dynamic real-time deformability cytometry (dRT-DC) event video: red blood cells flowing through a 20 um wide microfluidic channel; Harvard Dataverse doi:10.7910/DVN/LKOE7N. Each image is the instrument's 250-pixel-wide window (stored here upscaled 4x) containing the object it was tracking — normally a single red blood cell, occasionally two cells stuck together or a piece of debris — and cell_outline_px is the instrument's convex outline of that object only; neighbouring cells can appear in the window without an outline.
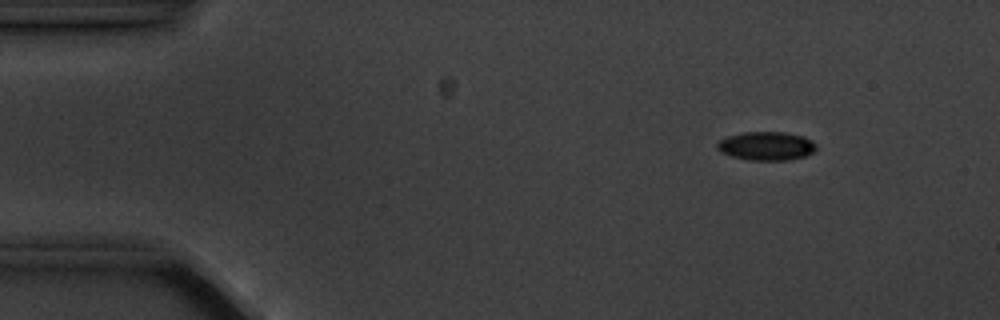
{"species": "common noctule bat (a hibernating species)", "species_latin": "Nyctalus noctula", "temperature_condition": "cold", "stored_images_in_passage": 9, "camera_frame_rate_fps": 3000, "um_per_image_px": 0.085, "animal": {"sex": "male", "body_mass_g": 20.1, "forearm_length_mm": 53.5}, "frame": {"image": 1, "passage_image": 1, "time_ms": 0.0, "image_size_px": [1000, 320], "cell_outline_px": [[816, 148], [812, 152], [804, 156], [788, 160], [748, 160], [732, 156], [720, 152], [716, 148], [716, 144], [720, 140], [728, 136], [744, 132], [784, 132], [804, 136], [812, 140], [816, 144]], "centroid_in_image_um": [65.13, 12.4], "position_along_channel_um": 19.9, "area_um2": 16.53}}
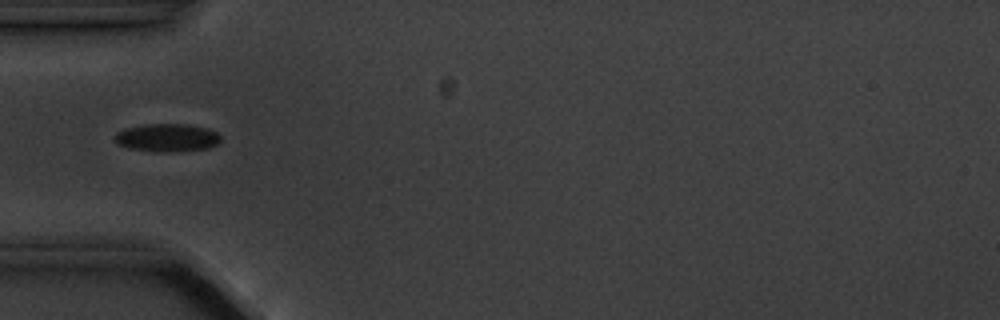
{"frame": {"image": 2, "passage_image": 4, "time_ms": 3.667, "image_size_px": [1000, 320], "cell_outline_px": [[220, 140], [216, 144], [208, 148], [172, 152], [156, 152], [128, 148], [116, 144], [112, 140], [116, 132], [124, 128], [144, 124], [188, 124], [208, 128], [216, 132], [220, 136]], "centroid_in_image_um": [14.14, 11.7], "position_along_channel_um": 70.9, "area_um2": 17.57}}